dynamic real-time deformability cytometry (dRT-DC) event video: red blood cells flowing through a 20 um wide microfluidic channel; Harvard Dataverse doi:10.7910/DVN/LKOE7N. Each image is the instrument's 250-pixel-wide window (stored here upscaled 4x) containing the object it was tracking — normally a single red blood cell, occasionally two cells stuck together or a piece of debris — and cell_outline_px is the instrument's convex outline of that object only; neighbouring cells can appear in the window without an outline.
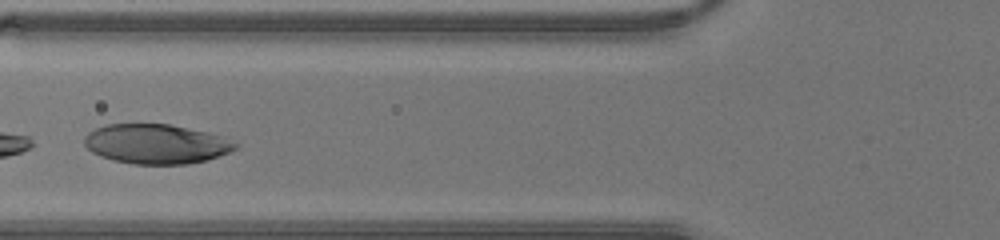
{"species": "human", "species_latin": "Homo sapiens", "temperature_condition": "warm", "stored_images_in_passage": 30, "segment_of_instrument_passage": [2, 2], "camera_frame_rate_fps": 3000, "um_per_image_px": 0.085, "donor": {"sex": "male"}, "frame": {"image": 1, "passage_image": 12, "time_ms": 3.667, "image_size_px": [1000, 240], "cell_outline_px": [[240, 144], [236, 148], [228, 152], [208, 160], [188, 164], [132, 164], [112, 160], [100, 156], [92, 152], [84, 144], [84, 136], [88, 132], [104, 124], [168, 124], [208, 132], [224, 136]], "centroid_in_image_um": [13.28, 12.24], "position_along_channel_um": 112.5, "area_um2": 35.08}}
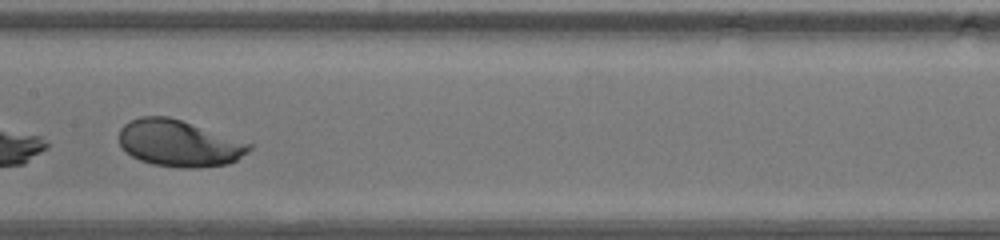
{"frame": {"image": 2, "passage_image": 17, "time_ms": 5.333, "image_size_px": [1000, 240], "cell_outline_px": [[252, 148], [248, 152], [236, 160], [228, 164], [200, 168], [176, 168], [152, 164], [140, 160], [132, 156], [120, 144], [120, 128], [124, 124], [140, 116], [168, 116], [252, 144]], "centroid_in_image_um": [15.21, 12.2], "position_along_channel_um": 192.2, "area_um2": 35.03}}
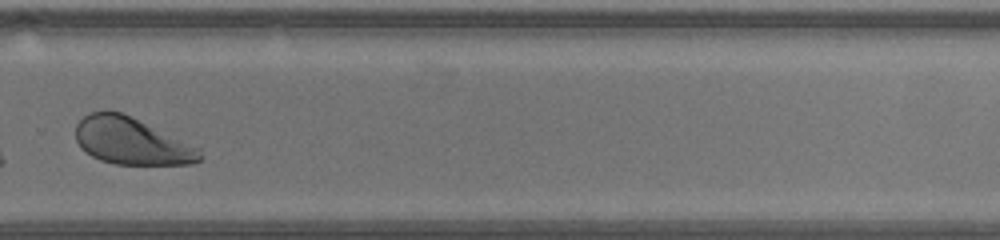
{"frame": {"image": 3, "passage_image": 25, "time_ms": 8.0, "image_size_px": [1000, 240], "cell_outline_px": [[204, 156], [200, 160], [192, 164], [116, 164], [100, 160], [92, 156], [80, 148], [76, 140], [76, 124], [84, 116], [92, 112], [104, 108], [108, 108], [120, 112], [200, 148]], "centroid_in_image_um": [11.15, 11.99], "position_along_channel_um": 318.7, "area_um2": 33.93}}